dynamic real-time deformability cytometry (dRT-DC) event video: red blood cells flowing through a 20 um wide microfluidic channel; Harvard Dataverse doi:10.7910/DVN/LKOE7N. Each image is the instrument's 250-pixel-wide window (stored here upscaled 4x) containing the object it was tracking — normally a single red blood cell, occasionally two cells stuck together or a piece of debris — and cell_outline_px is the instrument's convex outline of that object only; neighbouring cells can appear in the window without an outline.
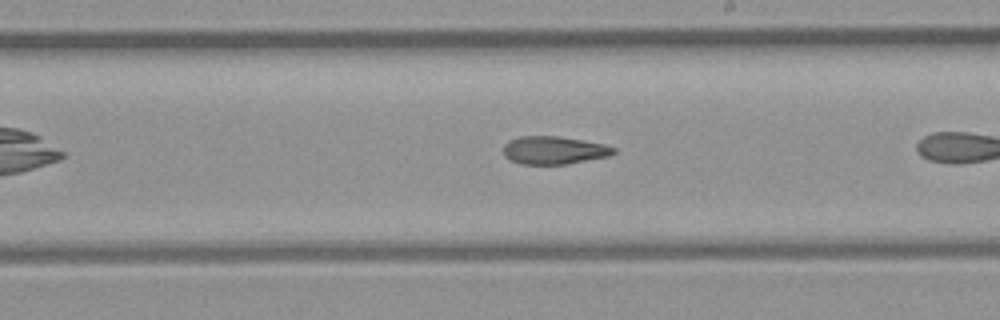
{"species": "common noctule bat (a hibernating species)", "species_latin": "Nyctalus noctula", "temperature_condition": "room temperature", "stored_images_in_passage": 25, "camera_frame_rate_fps": 3000, "um_per_image_px": 0.085, "animal": {"sex": "female", "body_mass_g": 21.9}, "frame": {"image": 1, "passage_image": 15, "time_ms": 4.667, "image_size_px": [1000, 320], "cell_outline_px": [[616, 152], [608, 156], [568, 164], [520, 164], [504, 156], [504, 144], [508, 140], [520, 136], [556, 136], [604, 144], [616, 148]], "centroid_in_image_um": [47.07, 12.77], "position_along_channel_um": 241.9, "area_um2": 17.86}}
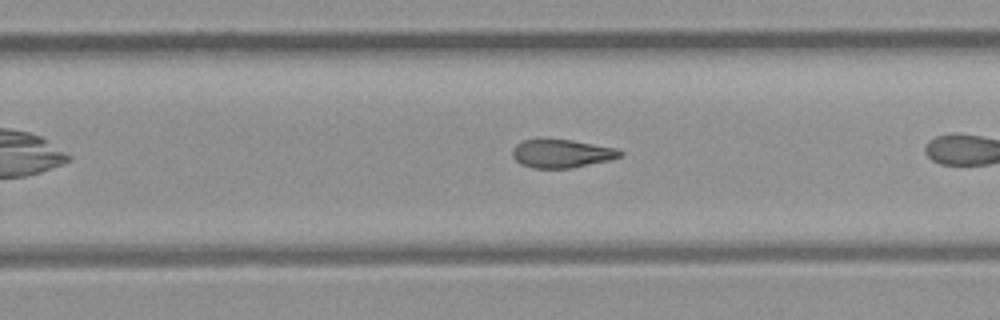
{"frame": {"image": 2, "passage_image": 18, "time_ms": 5.667, "image_size_px": [1000, 320], "cell_outline_px": [[624, 152], [620, 156], [612, 160], [572, 168], [532, 168], [520, 164], [512, 156], [512, 148], [516, 144], [524, 140], [572, 140], [616, 148]], "centroid_in_image_um": [47.75, 13.07], "position_along_channel_um": 282.1, "area_um2": 17.74}}